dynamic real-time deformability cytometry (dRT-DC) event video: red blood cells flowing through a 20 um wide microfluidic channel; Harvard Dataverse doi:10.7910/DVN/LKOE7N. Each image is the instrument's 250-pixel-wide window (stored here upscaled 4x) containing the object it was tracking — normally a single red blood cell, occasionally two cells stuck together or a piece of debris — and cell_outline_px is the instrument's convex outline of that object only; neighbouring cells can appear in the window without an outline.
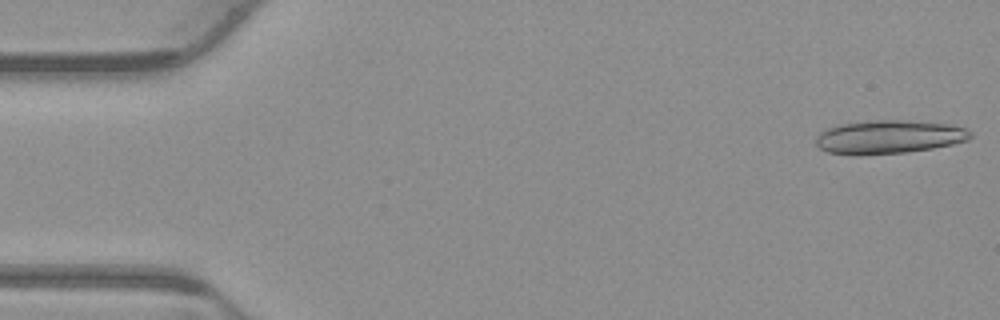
{"species": "common noctule bat (a hibernating species)", "species_latin": "Nyctalus noctula", "temperature_condition": "warm", "stored_images_in_passage": 18, "camera_frame_rate_fps": 3000, "um_per_image_px": 0.085, "animal": {"sex": "male", "body_mass_g": 23.1, "forearm_length_mm": 52.7}, "frame": {"image": 1, "passage_image": 1, "time_ms": 0.0, "image_size_px": [1000, 320], "cell_outline_px": [[972, 136], [968, 140], [952, 144], [932, 148], [904, 152], [856, 156], [828, 152], [820, 148], [816, 144], [816, 136], [820, 132], [828, 128], [840, 124], [876, 120], [904, 120], [952, 124], [968, 128], [972, 132]], "centroid_in_image_um": [75.58, 11.64], "position_along_channel_um": 9.4, "area_um2": 30.35}}